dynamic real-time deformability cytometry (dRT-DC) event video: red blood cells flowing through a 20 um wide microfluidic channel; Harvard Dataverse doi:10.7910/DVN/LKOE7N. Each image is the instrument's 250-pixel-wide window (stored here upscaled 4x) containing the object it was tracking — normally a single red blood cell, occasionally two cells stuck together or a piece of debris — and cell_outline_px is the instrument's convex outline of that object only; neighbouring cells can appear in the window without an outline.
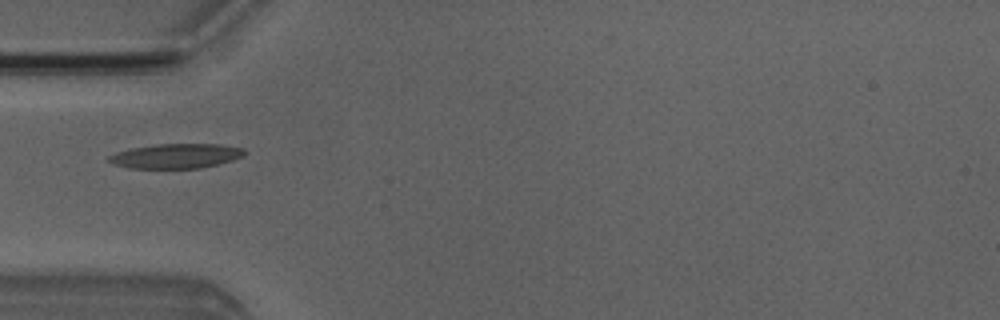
{"species": "Egyptian fruit bat (a non-hibernating species)", "species_latin": "Rousettus aegyptiacus", "temperature_condition": "room temperature", "stored_images_in_passage": 4, "camera_frame_rate_fps": 3000, "um_per_image_px": 0.085, "animal": {"sex": "male"}, "frame": {"image": 1, "passage_image": 3, "time_ms": 2.333, "image_size_px": [1000, 320], "cell_outline_px": [[248, 152], [244, 156], [232, 160], [200, 168], [128, 168], [112, 164], [108, 160], [108, 156], [116, 152], [132, 148], [156, 144], [220, 144], [244, 148]], "centroid_in_image_um": [14.97, 13.25], "position_along_channel_um": 70.0, "area_um2": 19.54}}